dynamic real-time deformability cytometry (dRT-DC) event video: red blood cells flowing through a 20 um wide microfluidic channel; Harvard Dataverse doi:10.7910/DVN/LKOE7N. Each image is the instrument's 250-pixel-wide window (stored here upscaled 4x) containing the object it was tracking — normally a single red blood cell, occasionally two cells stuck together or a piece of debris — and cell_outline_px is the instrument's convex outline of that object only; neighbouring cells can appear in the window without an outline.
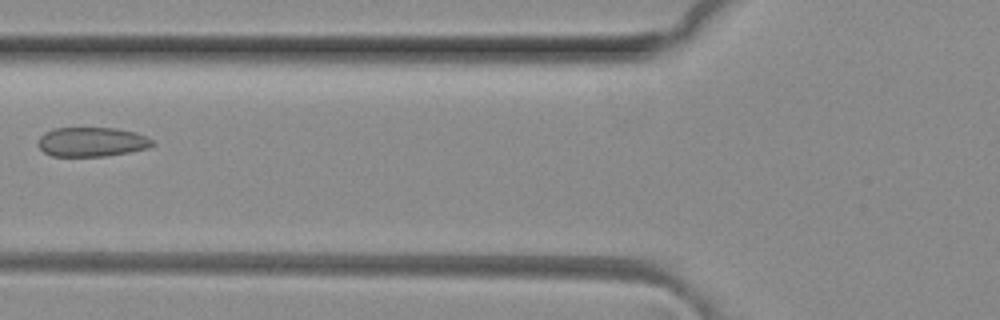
{"species": "common noctule bat (a hibernating species)", "species_latin": "Nyctalus noctula", "temperature_condition": "room temperature", "stored_images_in_passage": 4, "camera_frame_rate_fps": 3000, "um_per_image_px": 0.085, "animal": {"sex": "female", "body_mass_g": 29.2, "forearm_length_mm": 56.3}, "frame": {"image": 1, "passage_image": 3, "time_ms": 0.667, "image_size_px": [1000, 320], "cell_outline_px": [[156, 144], [148, 148], [128, 152], [104, 156], [52, 156], [44, 152], [36, 144], [40, 136], [44, 132], [56, 128], [116, 128], [136, 132], [152, 140]], "centroid_in_image_um": [7.78, 12.06], "position_along_channel_um": 118.0, "area_um2": 19.59}}
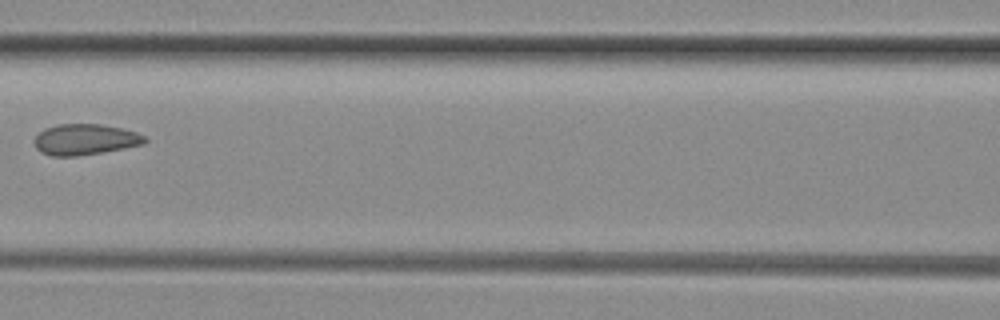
{"frame": {"image": 2, "passage_image": 4, "time_ms": 1.0, "image_size_px": [1000, 320], "cell_outline_px": [[148, 140], [144, 144], [124, 148], [76, 156], [52, 156], [40, 152], [36, 148], [36, 136], [44, 128], [56, 124], [100, 124], [120, 128], [136, 132], [144, 136]], "centroid_in_image_um": [7.23, 11.85], "position_along_channel_um": 159.4, "area_um2": 19.71}}